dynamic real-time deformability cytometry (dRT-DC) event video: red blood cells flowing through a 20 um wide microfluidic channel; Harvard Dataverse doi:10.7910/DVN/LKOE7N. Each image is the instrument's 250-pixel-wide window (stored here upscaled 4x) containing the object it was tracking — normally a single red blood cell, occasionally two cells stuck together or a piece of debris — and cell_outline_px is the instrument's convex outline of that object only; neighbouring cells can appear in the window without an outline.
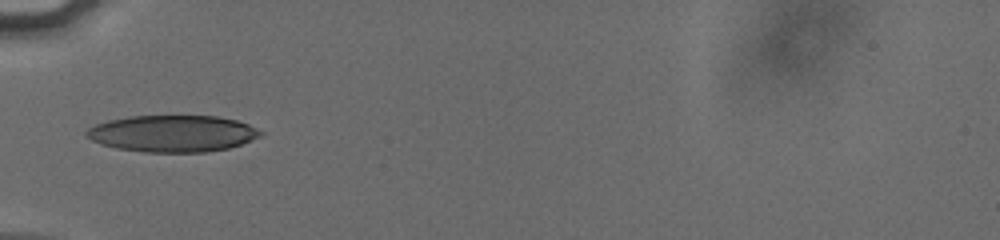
{"species": "human", "species_latin": "Homo sapiens", "temperature_condition": "cold", "stored_images_in_passage": 32, "camera_frame_rate_fps": 3000, "um_per_image_px": 0.085, "donor": {"sex": "male"}, "frame": {"image": 1, "passage_image": 1, "time_ms": 0.0, "image_size_px": [1000, 240], "cell_outline_px": [[264, 136], [228, 148], [204, 152], [144, 152], [116, 148], [100, 144], [84, 136], [84, 132], [88, 128], [96, 124], [108, 120], [132, 116], [216, 116], [236, 120], [248, 124], [264, 132]], "centroid_in_image_um": [14.66, 11.35], "position_along_channel_um": 70.3, "area_um2": 37.34}}
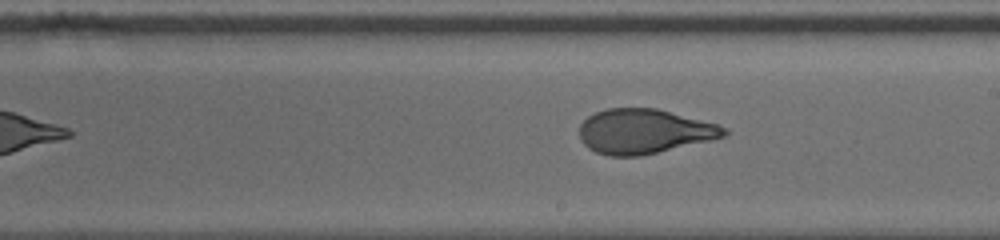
{"frame": {"image": 2, "passage_image": 14, "time_ms": 4.333, "image_size_px": [1000, 240], "cell_outline_px": [[728, 132], [724, 136], [712, 140], [640, 156], [608, 156], [596, 152], [588, 148], [580, 140], [580, 124], [588, 116], [596, 112], [608, 108], [656, 108], [716, 124], [728, 128]], "centroid_in_image_um": [54.73, 11.17], "position_along_channel_um": 234.3, "area_um2": 37.51}}
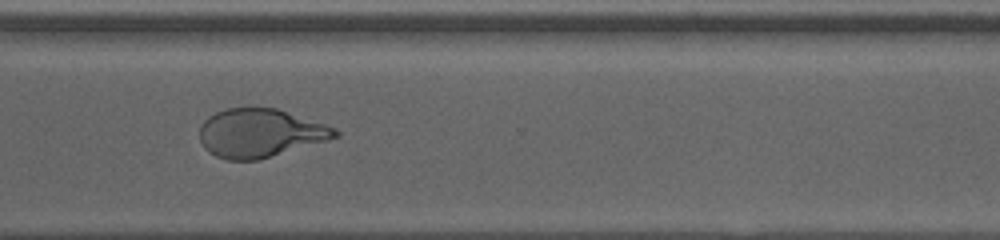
{"frame": {"image": 3, "passage_image": 23, "time_ms": 7.333, "image_size_px": [1000, 240], "cell_outline_px": [[340, 136], [328, 140], [256, 160], [228, 160], [216, 156], [208, 152], [204, 148], [200, 140], [200, 124], [208, 116], [216, 112], [228, 108], [276, 108], [336, 128], [340, 132]], "centroid_in_image_um": [22.08, 11.31], "position_along_channel_um": 348.5, "area_um2": 38.03}, "authors_computed_cell_mechanics": {"area_um2": 37.8012, "velocity_mm_per_s": 3.8287, "shape_relaxation_time_tau1_ms": 4.3458, "shape_relaxation_time_tau2_ms": 0.9482, "deformation_change_tau1": 0.1872, "deformation_change_tau2": 0.0799}}